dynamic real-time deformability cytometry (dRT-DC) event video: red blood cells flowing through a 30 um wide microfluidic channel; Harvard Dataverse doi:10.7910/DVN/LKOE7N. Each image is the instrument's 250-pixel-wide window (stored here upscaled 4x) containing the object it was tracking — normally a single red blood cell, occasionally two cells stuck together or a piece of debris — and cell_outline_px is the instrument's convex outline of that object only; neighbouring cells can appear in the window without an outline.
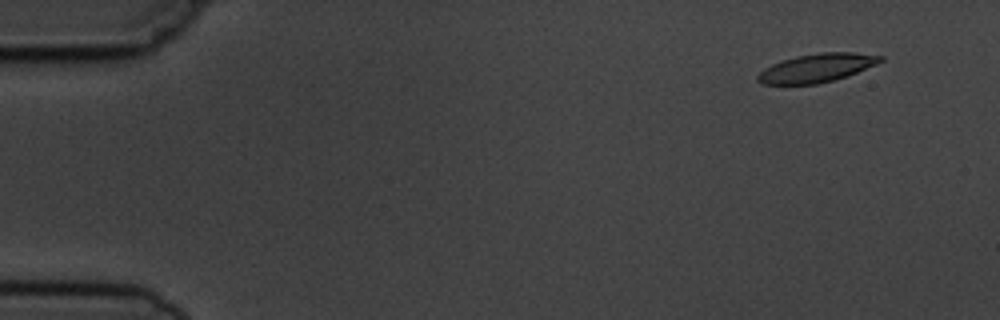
{"species": "common noctule bat (a hibernating species)", "species_latin": "Nyctalus noctula", "temperature_condition": "cold", "stored_images_in_passage": 5, "camera_frame_rate_fps": 3000, "um_per_image_px": 0.085, "animal": {"sex": "male", "body_mass_g": 19.5, "forearm_length_mm": 54.6}, "frame": {"image": 1, "passage_image": 2, "time_ms": 1.333, "image_size_px": [1000, 320], "cell_outline_px": [[884, 60], [876, 64], [848, 76], [816, 84], [760, 84], [756, 80], [756, 76], [764, 68], [772, 64], [796, 56], [820, 52], [852, 52], [884, 56]], "centroid_in_image_um": [69.42, 5.77], "position_along_channel_um": 15.6, "area_um2": 20.35}}